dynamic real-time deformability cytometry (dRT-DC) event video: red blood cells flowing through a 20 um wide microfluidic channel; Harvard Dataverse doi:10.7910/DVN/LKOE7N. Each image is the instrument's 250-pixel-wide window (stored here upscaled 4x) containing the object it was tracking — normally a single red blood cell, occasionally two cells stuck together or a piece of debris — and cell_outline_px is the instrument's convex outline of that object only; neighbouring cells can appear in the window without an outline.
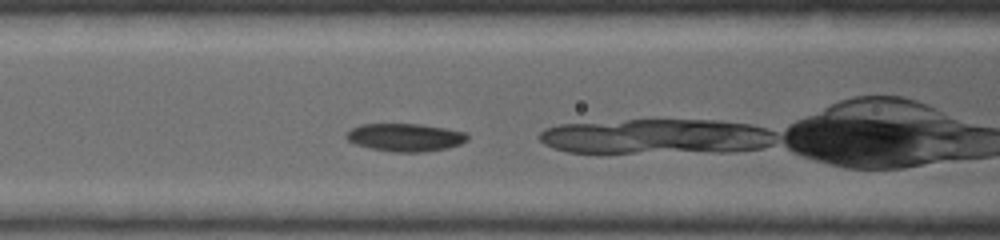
{"species": "common noctule bat (a hibernating species)", "species_latin": "Nyctalus noctula", "temperature_condition": "warm", "stored_images_in_passage": 4, "camera_frame_rate_fps": 5000, "um_per_image_px": 0.085, "animal": {"sex": "female", "body_mass_g": 19.0, "forearm_length_mm": 53.3}, "frame": {"image": 1, "passage_image": 3, "time_ms": 0.8, "image_size_px": [1000, 240], "cell_outline_px": [[468, 140], [460, 144], [448, 148], [424, 152], [392, 152], [368, 148], [356, 144], [348, 140], [344, 136], [352, 128], [360, 124], [420, 124], [468, 132]], "centroid_in_image_um": [34.46, 11.68], "position_along_channel_um": 132.1, "area_um2": 19.83}}